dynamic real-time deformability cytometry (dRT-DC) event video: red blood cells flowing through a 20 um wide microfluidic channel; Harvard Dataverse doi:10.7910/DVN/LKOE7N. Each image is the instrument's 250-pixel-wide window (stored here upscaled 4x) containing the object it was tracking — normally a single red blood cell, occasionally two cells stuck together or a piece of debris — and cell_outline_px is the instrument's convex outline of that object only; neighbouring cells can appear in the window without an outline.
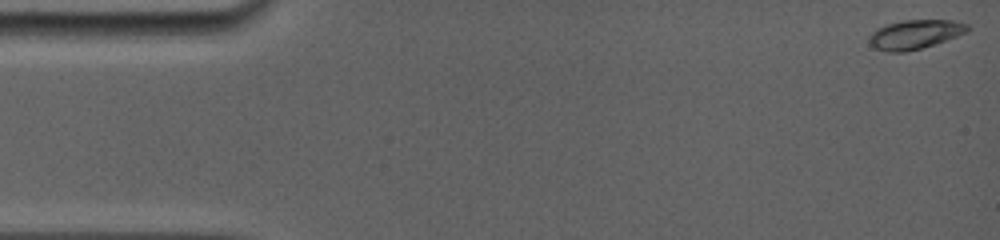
{"species": "common noctule bat (a hibernating species)", "species_latin": "Nyctalus noctula", "temperature_condition": "room temperature", "stored_images_in_passage": 22, "camera_frame_rate_fps": 5000, "um_per_image_px": 0.085, "animal": {"sex": "female", "body_mass_g": 19.0, "forearm_length_mm": 56.7}, "frame": {"image": 1, "passage_image": 1, "time_ms": 0.0, "image_size_px": [1000, 240], "cell_outline_px": [[972, 28], [968, 32], [920, 48], [904, 52], [888, 52], [876, 48], [868, 44], [868, 36], [876, 28], [888, 24], [904, 20], [952, 20], [968, 24]], "centroid_in_image_um": [77.75, 2.91], "position_along_channel_um": 7.2, "area_um2": 16.65}}
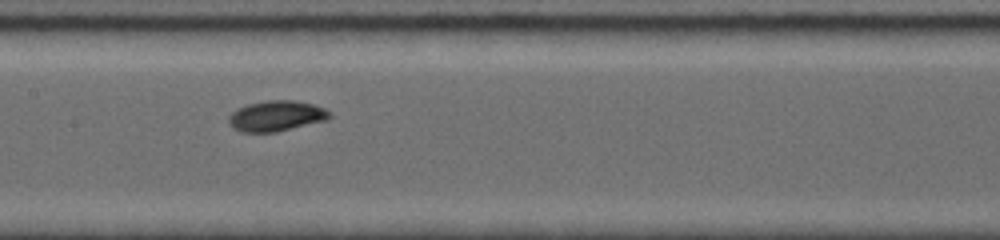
{"frame": {"image": 2, "passage_image": 13, "time_ms": 7.8, "image_size_px": [1000, 240], "cell_outline_px": [[332, 116], [328, 120], [276, 132], [240, 132], [232, 128], [228, 120], [228, 116], [236, 108], [248, 104], [268, 100], [296, 100], [312, 104], [324, 108], [332, 112]], "centroid_in_image_um": [23.49, 9.86], "position_along_channel_um": 183.9, "area_um2": 18.21}}
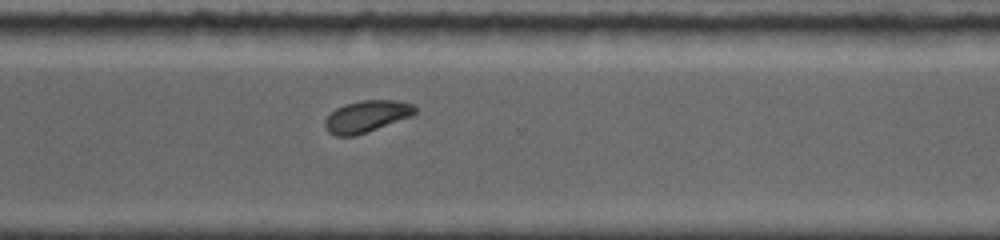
{"frame": {"image": 3, "passage_image": 22, "time_ms": 11.8, "image_size_px": [1000, 240], "cell_outline_px": [[416, 112], [412, 116], [356, 136], [336, 136], [328, 132], [324, 124], [324, 120], [336, 108], [344, 104], [364, 100], [396, 100], [412, 104], [416, 108]], "centroid_in_image_um": [31.15, 9.9], "position_along_channel_um": 339.4, "area_um2": 16.65}}